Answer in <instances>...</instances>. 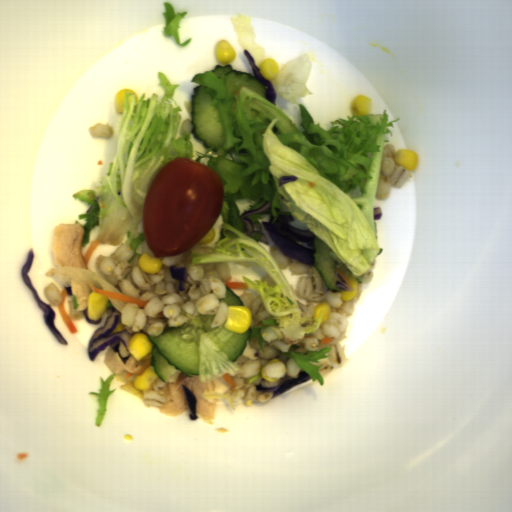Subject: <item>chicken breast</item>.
<instances>
[{"instance_id": "1", "label": "chicken breast", "mask_w": 512, "mask_h": 512, "mask_svg": "<svg viewBox=\"0 0 512 512\" xmlns=\"http://www.w3.org/2000/svg\"><path fill=\"white\" fill-rule=\"evenodd\" d=\"M175 382H169L163 388H159L157 394L166 399L163 406H157L159 411L168 416H180L190 411L183 386H186L196 397L195 413L203 418L208 424L215 420L217 399L202 398L205 390L216 393L218 383L216 379L211 382L202 383L199 376L188 377L181 370Z\"/></svg>"}, {"instance_id": "2", "label": "chicken breast", "mask_w": 512, "mask_h": 512, "mask_svg": "<svg viewBox=\"0 0 512 512\" xmlns=\"http://www.w3.org/2000/svg\"><path fill=\"white\" fill-rule=\"evenodd\" d=\"M85 230L81 224L57 223L53 228L52 256L59 267L86 268L82 253Z\"/></svg>"}, {"instance_id": "3", "label": "chicken breast", "mask_w": 512, "mask_h": 512, "mask_svg": "<svg viewBox=\"0 0 512 512\" xmlns=\"http://www.w3.org/2000/svg\"><path fill=\"white\" fill-rule=\"evenodd\" d=\"M119 354L109 346L106 355L104 357V364L115 372H120L126 375V373H136L142 368V365L145 364L149 359H151L150 368L155 372L153 364H152V354L150 353L142 358L140 361H136L132 354L129 352L128 348L126 349L123 341H119L118 344ZM129 357L126 363L121 359Z\"/></svg>"}, {"instance_id": "4", "label": "chicken breast", "mask_w": 512, "mask_h": 512, "mask_svg": "<svg viewBox=\"0 0 512 512\" xmlns=\"http://www.w3.org/2000/svg\"><path fill=\"white\" fill-rule=\"evenodd\" d=\"M45 277L51 279L53 277H58L59 281L64 286H67L69 288L71 294L74 295L76 300V311L84 312L85 309H88L89 296L91 293H93L90 286L80 283L78 281L60 277L53 271H48Z\"/></svg>"}]
</instances>
